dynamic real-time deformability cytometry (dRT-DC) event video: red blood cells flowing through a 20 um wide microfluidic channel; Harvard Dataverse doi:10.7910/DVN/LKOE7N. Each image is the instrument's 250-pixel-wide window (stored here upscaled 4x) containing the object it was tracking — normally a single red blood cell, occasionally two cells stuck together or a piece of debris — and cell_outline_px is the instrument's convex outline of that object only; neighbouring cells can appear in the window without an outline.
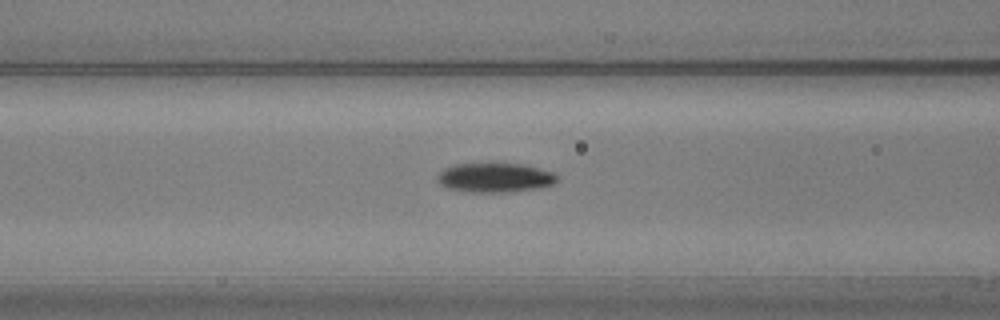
{"species": "common noctule bat (a hibernating species)", "species_latin": "Nyctalus noctula", "temperature_condition": "warm", "stored_images_in_passage": 37, "camera_frame_rate_fps": 3000, "um_per_image_px": 0.085, "animal": {"sex": "male", "body_mass_g": 20.5, "forearm_length_mm": 52.5}, "frame": {"image": 1, "passage_image": 12, "time_ms": 3.667, "image_size_px": [1000, 320], "cell_outline_px": [[560, 176], [552, 184], [540, 188], [508, 192], [472, 192], [448, 188], [440, 184], [436, 180], [436, 176], [444, 168], [456, 164], [524, 164], [540, 168], [552, 172]], "centroid_in_image_um": [42.08, 15.1], "position_along_channel_um": 124.5, "area_um2": 20.46}}
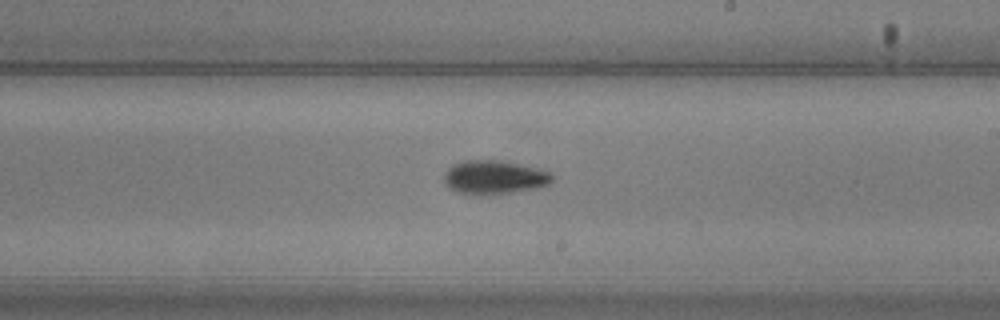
{"frame": {"image": 2, "passage_image": 21, "time_ms": 6.667, "image_size_px": [1000, 320], "cell_outline_px": [[552, 180], [548, 184], [540, 188], [512, 192], [460, 192], [448, 188], [444, 180], [444, 176], [448, 168], [452, 164], [464, 160], [500, 160], [552, 172]], "centroid_in_image_um": [42.03, 15.03], "position_along_channel_um": 247.0, "area_um2": 20.58}}
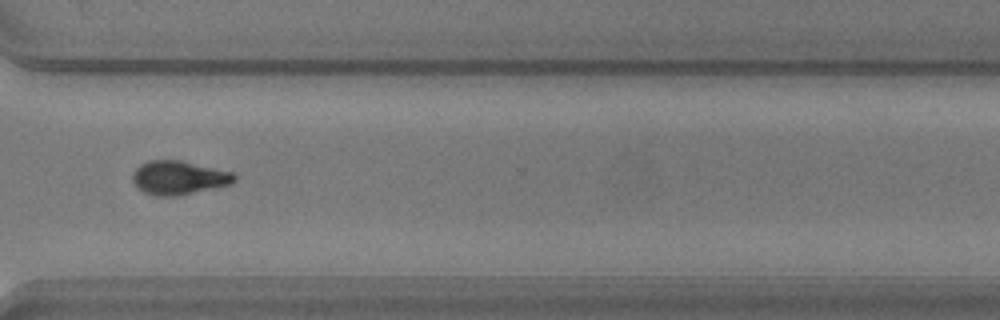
{"frame": {"image": 3, "passage_image": 29, "time_ms": 9.333, "image_size_px": [1000, 320], "cell_outline_px": [[236, 180], [232, 184], [180, 196], [156, 196], [144, 192], [136, 188], [132, 180], [132, 176], [136, 168], [140, 164], [148, 160], [180, 160], [232, 172], [236, 176]], "centroid_in_image_um": [15.18, 15.12], "position_along_channel_um": 355.4, "area_um2": 20.23}, "authors_computed_cell_mechanics": {"area_um2": 20.1144, "velocity_mm_per_s": 4.0791, "shape_relaxation_time_tau1_ms": 2.6206, "shape_relaxation_time_tau2_ms": 2.7654, "deformation_change_tau1": 0.1196, "deformation_change_tau2": 0.0856}}